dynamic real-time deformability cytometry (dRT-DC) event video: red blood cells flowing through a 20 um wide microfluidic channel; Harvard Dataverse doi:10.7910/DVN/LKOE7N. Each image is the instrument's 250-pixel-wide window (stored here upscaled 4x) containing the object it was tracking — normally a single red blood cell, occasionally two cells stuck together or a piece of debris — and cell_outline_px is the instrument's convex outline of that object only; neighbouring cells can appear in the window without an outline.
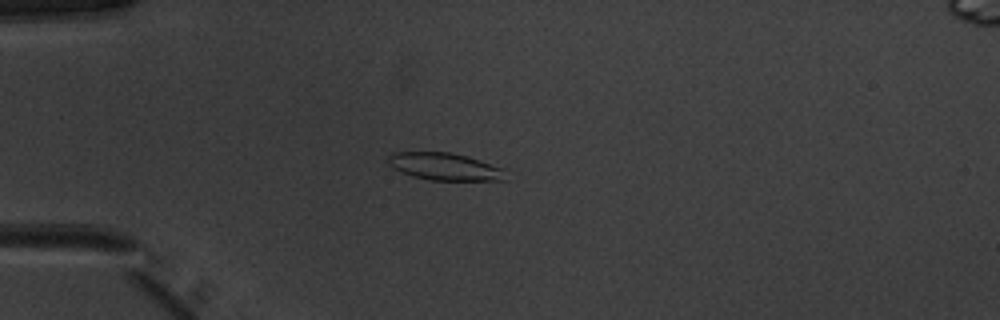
{"species": "common noctule bat (a hibernating species)", "species_latin": "Nyctalus noctula", "temperature_condition": "warm", "stored_images_in_passage": 31, "camera_frame_rate_fps": 3000, "um_per_image_px": 0.085, "animal": {"sex": "male", "body_mass_g": 20.1, "forearm_length_mm": 53.5}, "frame": {"image": 1, "passage_image": 9, "time_ms": 2.667, "image_size_px": [1000, 320], "cell_outline_px": [[508, 180], [432, 180], [412, 176], [400, 172], [388, 164], [388, 156], [392, 152], [448, 152], [468, 156], [504, 168]], "centroid_in_image_um": [37.82, 14.16], "position_along_channel_um": 47.2, "area_um2": 18.84}}
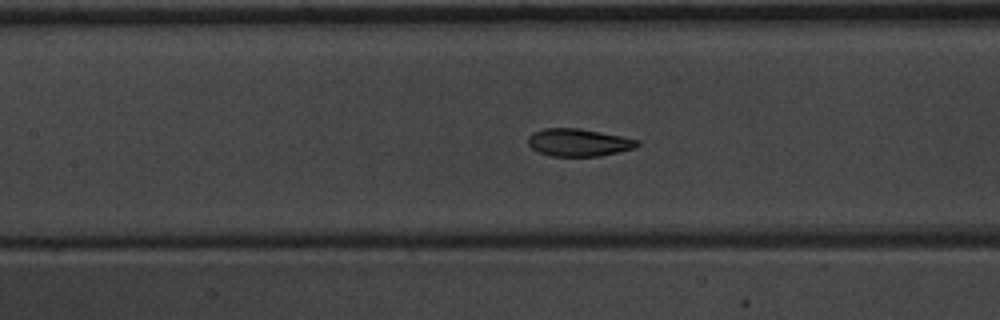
{"frame": {"image": 2, "passage_image": 19, "time_ms": 6.0, "image_size_px": [1000, 320], "cell_outline_px": [[640, 144], [632, 148], [600, 156], [552, 156], [540, 152], [532, 148], [528, 144], [528, 136], [532, 132], [544, 128], [580, 128], [640, 140]], "centroid_in_image_um": [49.15, 12.1], "position_along_channel_um": 158.3, "area_um2": 17.4}}
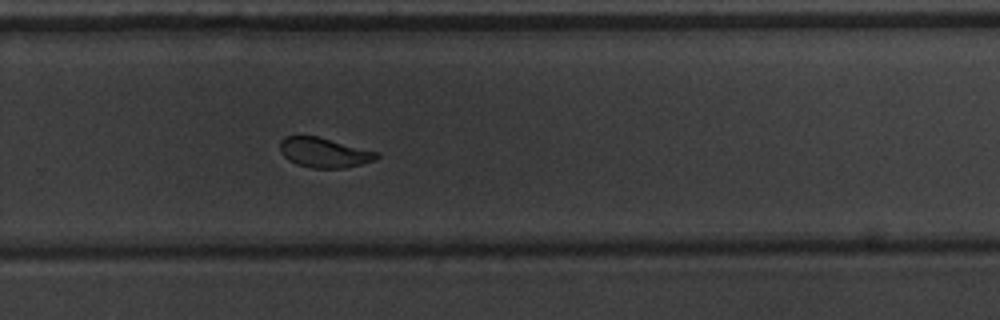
{"frame": {"image": 3, "passage_image": 30, "time_ms": 9.667, "image_size_px": [1000, 320], "cell_outline_px": [[380, 156], [376, 160], [344, 168], [312, 168], [296, 164], [288, 160], [280, 152], [280, 140], [284, 136], [316, 136], [380, 152]], "centroid_in_image_um": [27.56, 12.97], "position_along_channel_um": 302.2, "area_um2": 16.88}}